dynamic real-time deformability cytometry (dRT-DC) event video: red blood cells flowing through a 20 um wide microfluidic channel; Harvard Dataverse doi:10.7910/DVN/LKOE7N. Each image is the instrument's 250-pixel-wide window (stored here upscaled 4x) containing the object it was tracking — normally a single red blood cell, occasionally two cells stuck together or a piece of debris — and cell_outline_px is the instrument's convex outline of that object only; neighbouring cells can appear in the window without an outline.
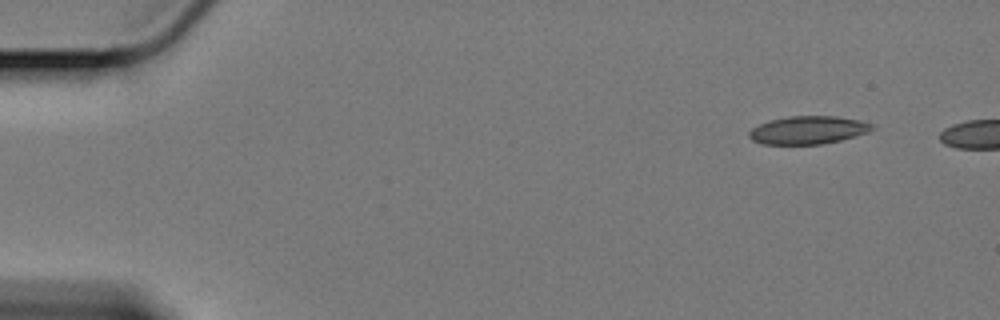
{"species": "Egyptian fruit bat (a non-hibernating species)", "species_latin": "Rousettus aegyptiacus", "temperature_condition": "cold", "stored_images_in_passage": 5, "camera_frame_rate_fps": 3000, "um_per_image_px": 0.085, "animal": {"sex": "female"}, "frame": {"image": 1, "passage_image": 1, "time_ms": 0.0, "image_size_px": [1000, 320], "cell_outline_px": [[876, 128], [868, 132], [856, 136], [840, 140], [820, 144], [760, 144], [752, 140], [748, 136], [748, 132], [752, 128], [768, 120], [788, 116], [836, 116], [860, 120], [876, 124]], "centroid_in_image_um": [68.71, 11.05], "position_along_channel_um": 16.3, "area_um2": 20.29}}